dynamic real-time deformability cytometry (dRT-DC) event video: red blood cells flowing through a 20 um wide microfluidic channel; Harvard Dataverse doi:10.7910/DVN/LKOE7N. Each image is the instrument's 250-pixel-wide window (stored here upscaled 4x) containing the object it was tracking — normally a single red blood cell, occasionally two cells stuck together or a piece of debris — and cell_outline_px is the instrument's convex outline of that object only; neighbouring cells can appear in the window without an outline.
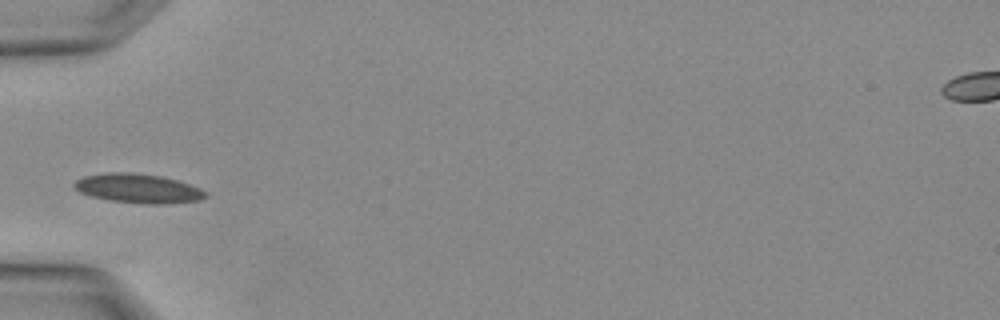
{"species": "Egyptian fruit bat (a non-hibernating species)", "species_latin": "Rousettus aegyptiacus", "temperature_condition": "warm", "stored_images_in_passage": 3, "camera_frame_rate_fps": 3000, "um_per_image_px": 0.085, "animal": {"sex": "female"}, "frame": {"image": 1, "passage_image": 3, "time_ms": 0.667, "image_size_px": [1000, 320], "cell_outline_px": [[208, 196], [200, 200], [164, 204], [144, 204], [108, 200], [92, 196], [80, 192], [72, 188], [72, 184], [76, 180], [84, 176], [108, 172], [128, 172], [160, 176], [176, 180], [200, 188], [208, 192]], "centroid_in_image_um": [11.72, 16.02], "position_along_channel_um": 73.3, "area_um2": 22.43}}